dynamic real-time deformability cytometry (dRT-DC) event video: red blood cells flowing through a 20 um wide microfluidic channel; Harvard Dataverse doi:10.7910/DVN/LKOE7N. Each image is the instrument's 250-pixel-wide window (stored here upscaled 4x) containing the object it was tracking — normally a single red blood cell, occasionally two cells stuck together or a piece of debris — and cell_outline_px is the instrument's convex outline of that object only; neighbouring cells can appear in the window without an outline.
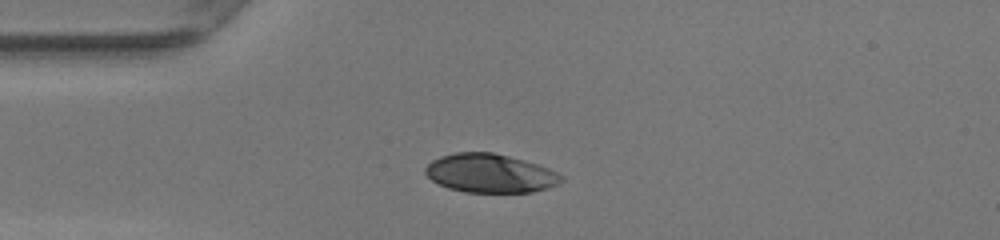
{"species": "human", "species_latin": "Homo sapiens", "temperature_condition": "warm", "stored_images_in_passage": 28, "camera_frame_rate_fps": 3000, "um_per_image_px": 0.085, "donor": {"sex": "female"}, "frame": {"image": 1, "passage_image": 1, "time_ms": 0.0, "image_size_px": [1000, 240], "cell_outline_px": [[564, 180], [560, 184], [532, 192], [464, 192], [448, 188], [432, 180], [424, 172], [424, 168], [432, 160], [440, 156], [456, 152], [492, 152], [524, 160], [548, 168], [564, 176]], "centroid_in_image_um": [41.66, 14.73], "position_along_channel_um": 43.3, "area_um2": 30.69}}
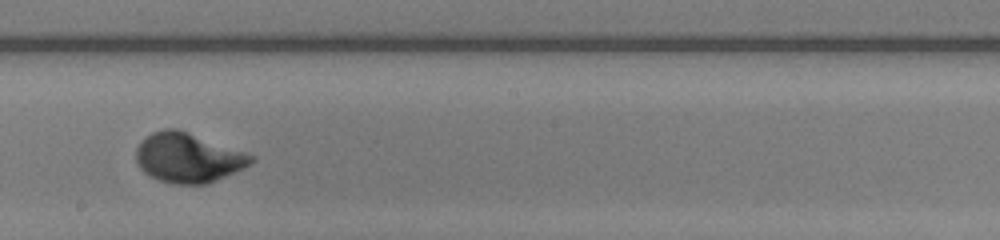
{"frame": {"image": 2, "passage_image": 16, "time_ms": 5.0, "image_size_px": [1000, 240], "cell_outline_px": [[256, 160], [208, 184], [172, 184], [160, 180], [144, 172], [140, 168], [136, 160], [136, 148], [140, 140], [152, 132], [164, 128], [176, 128], [188, 132], [256, 156]], "centroid_in_image_um": [15.94, 13.39], "position_along_channel_um": 232.3, "area_um2": 32.95}}
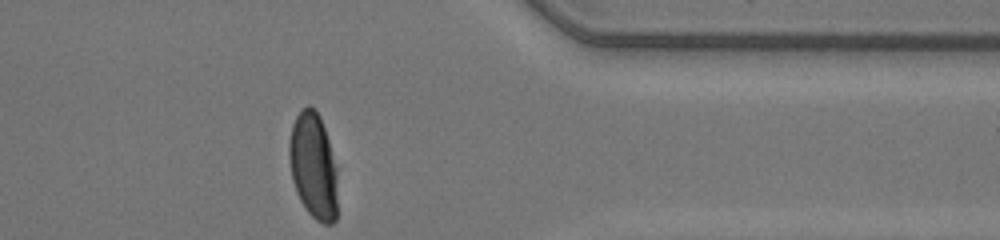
{"frame": {"image": 3, "passage_image": 28, "time_ms": 9.0, "image_size_px": [1000, 240], "cell_outline_px": [[336, 220], [332, 224], [324, 224], [316, 220], [304, 208], [296, 192], [292, 180], [288, 156], [288, 144], [292, 124], [296, 116], [308, 104], [320, 116], [328, 140], [336, 168]], "centroid_in_image_um": [26.6, 14.13], "position_along_channel_um": 384.8, "area_um2": 29.82}, "authors_computed_cell_mechanics": {"area_um2": 32.5414, "velocity_mm_per_s": 4.2015, "shape_relaxation_time_tau1_ms": 2.7238, "shape_relaxation_time_tau2_ms": null, "deformation_change_tau1": 0.1759, "deformation_change_tau2": null}}